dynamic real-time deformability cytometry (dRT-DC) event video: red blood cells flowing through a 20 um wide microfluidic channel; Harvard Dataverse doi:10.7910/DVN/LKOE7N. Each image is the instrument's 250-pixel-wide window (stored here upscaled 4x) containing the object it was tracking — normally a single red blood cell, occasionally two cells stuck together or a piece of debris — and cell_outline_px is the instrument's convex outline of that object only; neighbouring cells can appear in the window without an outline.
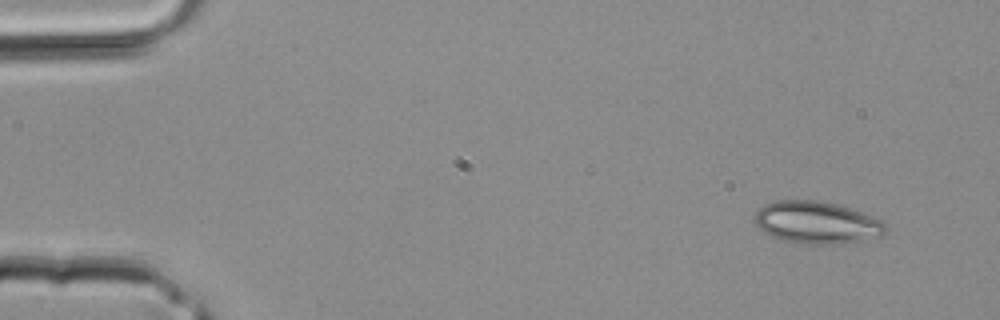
{"species": "common noctule bat (a hibernating species)", "species_latin": "Nyctalus noctula", "temperature_condition": "room temperature", "stored_images_in_passage": 4, "segment_of_instrument_passage": [2, 2], "camera_frame_rate_fps": 3000, "um_per_image_px": 0.085, "animal": {"sex": "male", "body_mass_g": 20.4}, "frame": {"image": 1, "passage_image": 4, "time_ms": 1.0, "image_size_px": [1000, 320], "cell_outline_px": [[888, 232], [884, 236], [840, 244], [808, 244], [784, 240], [772, 236], [764, 232], [752, 220], [756, 212], [764, 204], [776, 200], [816, 200], [836, 204], [884, 220], [888, 228]], "centroid_in_image_um": [69.46, 18.92], "position_along_channel_um": 15.5, "area_um2": 32.43}}